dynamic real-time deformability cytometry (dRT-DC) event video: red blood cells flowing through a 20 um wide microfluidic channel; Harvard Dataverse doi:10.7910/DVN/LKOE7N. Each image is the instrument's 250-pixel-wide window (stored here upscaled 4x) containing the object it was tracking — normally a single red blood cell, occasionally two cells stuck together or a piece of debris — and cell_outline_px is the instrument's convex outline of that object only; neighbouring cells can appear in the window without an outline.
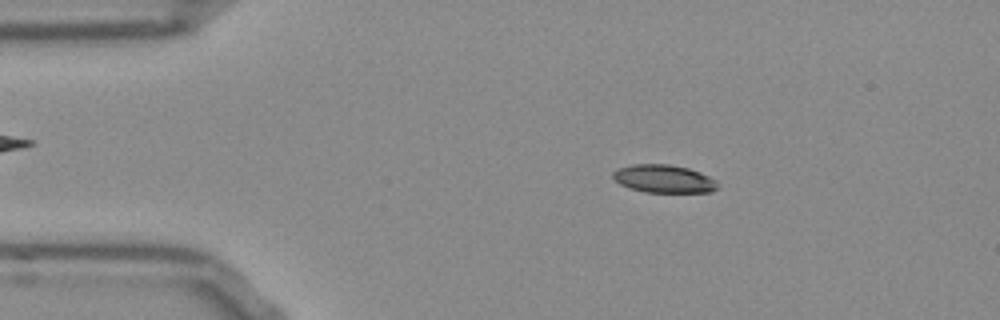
{"species": "Egyptian fruit bat (a non-hibernating species)", "species_latin": "Rousettus aegyptiacus", "temperature_condition": "room temperature", "stored_images_in_passage": 53, "camera_frame_rate_fps": 3000, "um_per_image_px": 0.085, "frame": {"image": 1, "passage_image": 9, "time_ms": 2.667, "image_size_px": [1000, 320], "cell_outline_px": [[716, 188], [712, 192], [644, 192], [628, 188], [620, 184], [612, 176], [612, 172], [616, 168], [632, 164], [668, 164], [688, 168], [700, 172], [716, 180]], "centroid_in_image_um": [56.38, 15.19], "position_along_channel_um": 28.6, "area_um2": 17.11}}
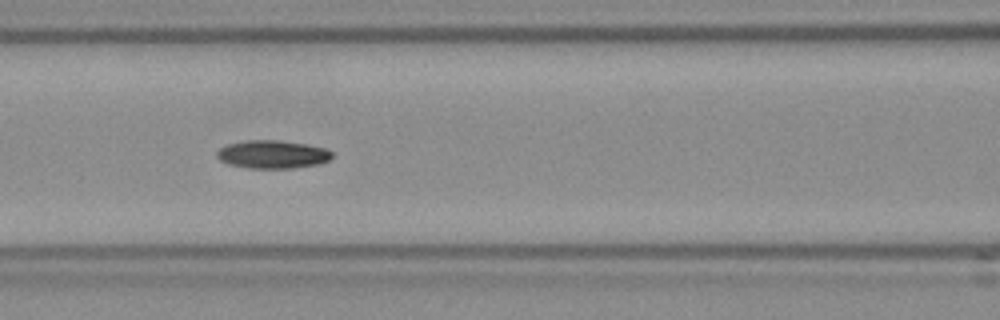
{"frame": {"image": 2, "passage_image": 22, "time_ms": 7.0, "image_size_px": [1000, 320], "cell_outline_px": [[332, 156], [328, 160], [316, 164], [292, 168], [248, 168], [228, 164], [220, 160], [216, 156], [216, 152], [220, 148], [228, 144], [248, 140], [276, 140], [304, 144], [324, 148], [332, 152]], "centroid_in_image_um": [23.11, 13.12], "position_along_channel_um": 143.5, "area_um2": 18.61}}
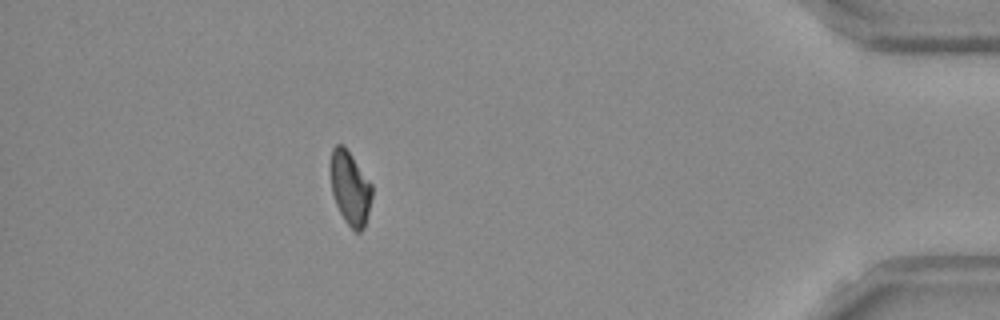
{"frame": {"image": 3, "passage_image": 47, "time_ms": 15.333, "image_size_px": [1000, 320], "cell_outline_px": [[372, 196], [364, 228], [360, 232], [356, 232], [344, 220], [336, 204], [332, 192], [328, 168], [328, 164], [332, 148], [336, 144], [344, 144], [372, 184]], "centroid_in_image_um": [29.72, 15.92], "position_along_channel_um": 405.5, "area_um2": 18.15}, "authors_computed_cell_mechanics": {"area_um2": 18.207, "velocity_mm_per_s": 3.7922, "shape_relaxation_time_tau1_ms": 5.9672, "shape_relaxation_time_tau2_ms": null, "deformation_change_tau1": 0.15, "deformation_change_tau2": null}}